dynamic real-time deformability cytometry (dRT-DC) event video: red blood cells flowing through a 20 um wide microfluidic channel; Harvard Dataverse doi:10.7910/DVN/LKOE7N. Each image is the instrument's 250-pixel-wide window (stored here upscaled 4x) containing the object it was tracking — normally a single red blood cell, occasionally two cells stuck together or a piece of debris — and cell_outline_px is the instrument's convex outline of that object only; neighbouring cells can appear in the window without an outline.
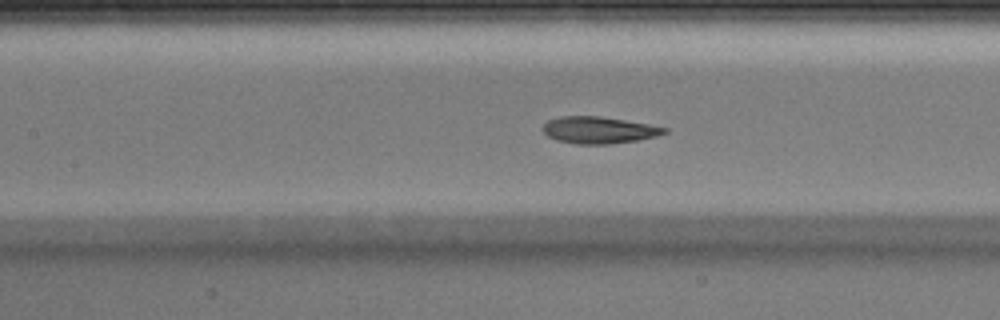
{"species": "Egyptian fruit bat (a non-hibernating species)", "species_latin": "Rousettus aegyptiacus", "temperature_condition": "warm", "stored_images_in_passage": 36, "camera_frame_rate_fps": 3000, "um_per_image_px": 0.085, "animal": {"sex": "male"}, "frame": {"image": 1, "passage_image": 11, "time_ms": 3.333, "image_size_px": [1000, 320], "cell_outline_px": [[668, 132], [656, 136], [636, 140], [608, 144], [576, 144], [556, 140], [548, 136], [540, 128], [548, 120], [560, 116], [600, 116], [648, 124], [668, 128]], "centroid_in_image_um": [50.87, 11.05], "position_along_channel_um": 156.5, "area_um2": 18.96}}
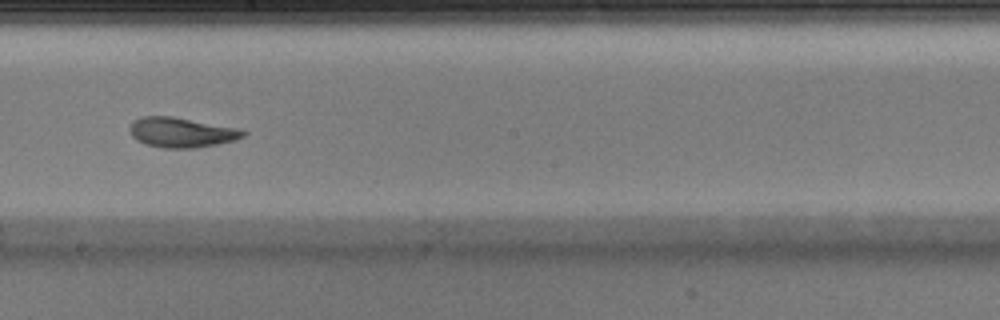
{"frame": {"image": 2, "passage_image": 16, "time_ms": 5.0, "image_size_px": [1000, 320], "cell_outline_px": [[248, 132], [244, 136], [236, 140], [196, 148], [164, 148], [144, 144], [136, 140], [132, 136], [128, 128], [132, 120], [140, 116], [172, 116], [236, 128]], "centroid_in_image_um": [15.36, 11.25], "position_along_channel_um": 232.8, "area_um2": 19.88}}
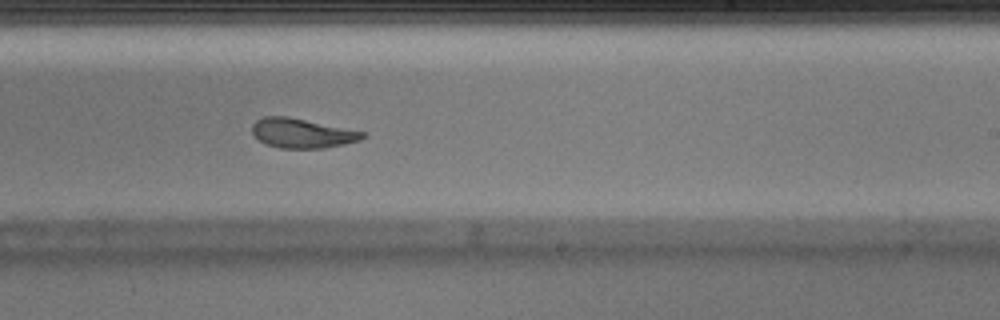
{"frame": {"image": 3, "passage_image": 18, "time_ms": 5.667, "image_size_px": [1000, 320], "cell_outline_px": [[368, 136], [360, 140], [344, 144], [324, 148], [280, 148], [268, 144], [260, 140], [252, 132], [252, 124], [256, 120], [264, 116], [288, 116], [368, 132]], "centroid_in_image_um": [25.74, 11.31], "position_along_channel_um": 263.3, "area_um2": 19.13}}